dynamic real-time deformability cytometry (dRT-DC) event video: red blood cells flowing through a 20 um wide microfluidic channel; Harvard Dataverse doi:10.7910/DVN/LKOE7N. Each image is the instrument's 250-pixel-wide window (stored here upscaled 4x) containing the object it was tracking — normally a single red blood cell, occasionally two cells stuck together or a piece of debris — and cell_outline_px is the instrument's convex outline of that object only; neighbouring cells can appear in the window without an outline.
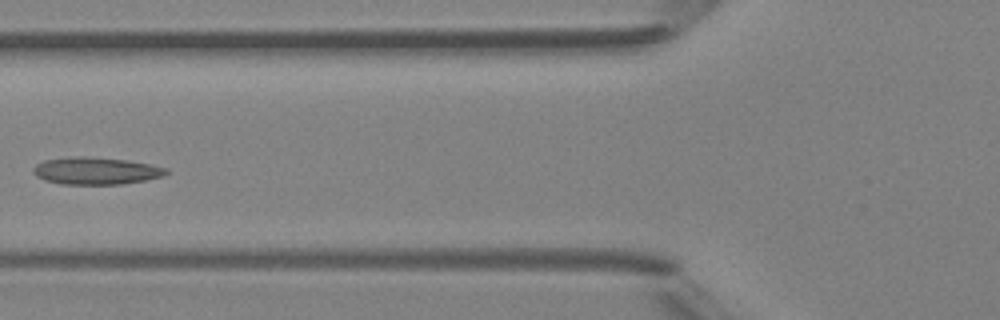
{"species": "Egyptian fruit bat (a non-hibernating species)", "species_latin": "Rousettus aegyptiacus", "temperature_condition": "room temperature", "stored_images_in_passage": 4, "camera_frame_rate_fps": 3000, "um_per_image_px": 0.085, "animal": {"sex": "female"}, "frame": {"image": 1, "passage_image": 4, "time_ms": 4.333, "image_size_px": [1000, 320], "cell_outline_px": [[168, 172], [164, 176], [144, 180], [120, 184], [60, 184], [44, 180], [36, 176], [32, 172], [32, 168], [36, 164], [44, 160], [80, 156], [84, 156], [124, 160], [148, 164], [168, 168]], "centroid_in_image_um": [8.12, 14.53], "position_along_channel_um": 117.7, "area_um2": 20.92}}